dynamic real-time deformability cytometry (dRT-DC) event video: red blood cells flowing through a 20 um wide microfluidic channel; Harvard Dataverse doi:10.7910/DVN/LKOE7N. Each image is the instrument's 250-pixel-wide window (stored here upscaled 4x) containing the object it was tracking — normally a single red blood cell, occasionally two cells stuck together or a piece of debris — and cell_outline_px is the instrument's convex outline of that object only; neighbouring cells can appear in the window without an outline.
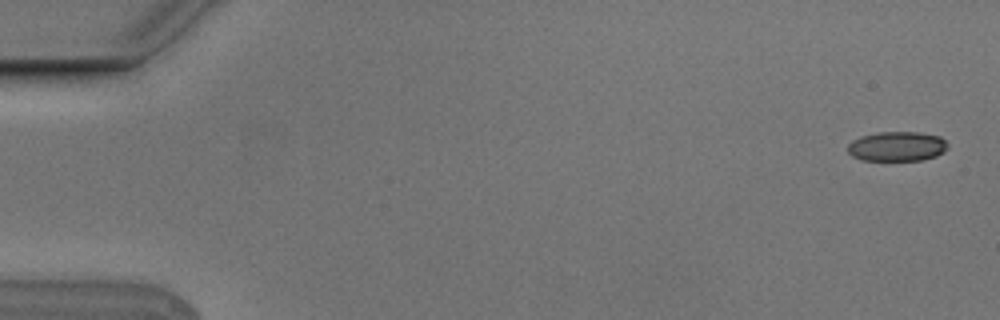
{"species": "Egyptian fruit bat (a non-hibernating species)", "species_latin": "Rousettus aegyptiacus", "temperature_condition": "cold", "stored_images_in_passage": 6, "camera_frame_rate_fps": 3000, "um_per_image_px": 0.085, "animal": {"sex": "male"}, "frame": {"image": 1, "passage_image": 1, "time_ms": 0.0, "image_size_px": [1000, 320], "cell_outline_px": [[948, 148], [944, 152], [936, 156], [924, 160], [860, 160], [852, 156], [848, 152], [848, 144], [852, 140], [860, 136], [880, 132], [916, 132], [940, 136], [948, 144]], "centroid_in_image_um": [76.25, 12.44], "position_along_channel_um": 8.8, "area_um2": 17.4}}
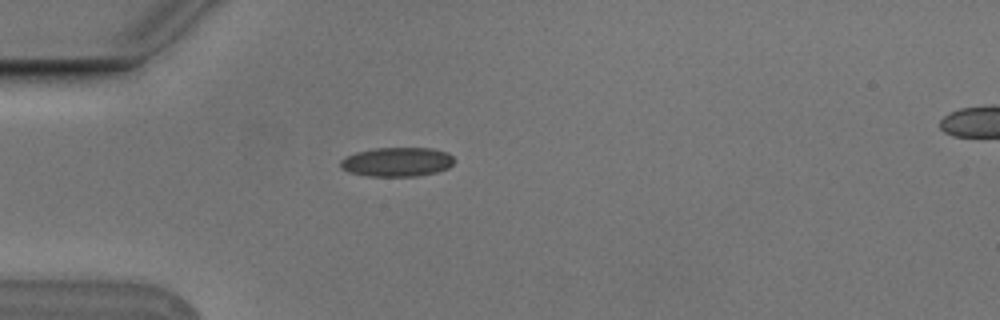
{"frame": {"image": 2, "passage_image": 5, "time_ms": 1.333, "image_size_px": [1000, 320], "cell_outline_px": [[456, 160], [448, 168], [436, 172], [416, 176], [368, 176], [348, 172], [340, 168], [340, 160], [356, 152], [372, 148], [432, 148], [448, 152]], "centroid_in_image_um": [33.75, 13.76], "position_along_channel_um": 51.2, "area_um2": 19.48}}